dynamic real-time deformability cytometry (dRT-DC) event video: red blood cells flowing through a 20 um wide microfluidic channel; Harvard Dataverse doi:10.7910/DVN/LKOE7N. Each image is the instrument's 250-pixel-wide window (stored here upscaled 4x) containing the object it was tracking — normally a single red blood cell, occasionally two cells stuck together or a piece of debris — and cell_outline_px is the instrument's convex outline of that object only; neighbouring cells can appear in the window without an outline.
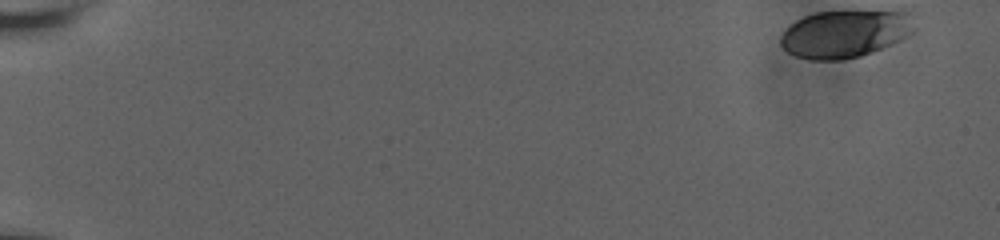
{"species": "human", "species_latin": "Homo sapiens", "temperature_condition": "room temperature", "stored_images_in_passage": 2, "camera_frame_rate_fps": 3000, "um_per_image_px": 0.085, "donor": {"sex": "male"}, "frame": {"image": 1, "passage_image": 1, "time_ms": 0.0, "image_size_px": [1000, 240], "cell_outline_px": [[916, 28], [912, 32], [880, 48], [860, 56], [840, 60], [812, 60], [796, 56], [788, 52], [780, 44], [780, 36], [796, 20], [804, 16], [816, 12], [896, 12]], "centroid_in_image_um": [71.66, 2.91], "position_along_channel_um": 13.3, "area_um2": 35.43}}